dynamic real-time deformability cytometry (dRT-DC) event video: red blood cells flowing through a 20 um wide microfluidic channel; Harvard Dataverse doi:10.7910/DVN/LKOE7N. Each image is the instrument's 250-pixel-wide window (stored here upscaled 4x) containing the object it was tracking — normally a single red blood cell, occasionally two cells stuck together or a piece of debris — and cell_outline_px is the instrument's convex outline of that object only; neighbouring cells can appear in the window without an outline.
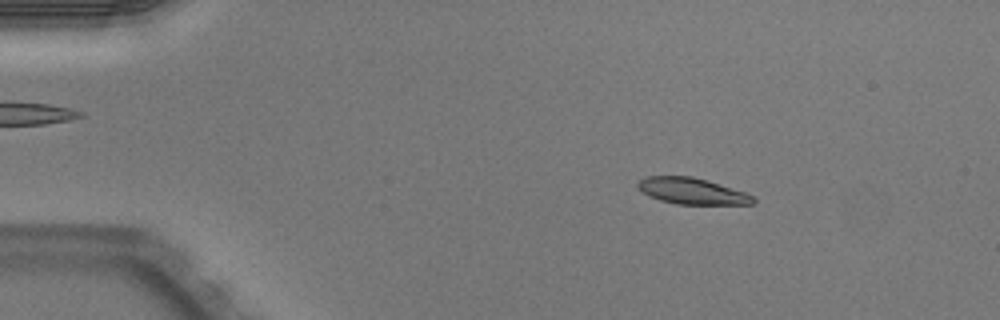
{"species": "Egyptian fruit bat (a non-hibernating species)", "species_latin": "Rousettus aegyptiacus", "temperature_condition": "warm", "stored_images_in_passage": 51, "camera_frame_rate_fps": 3000, "um_per_image_px": 0.085, "animal": {"sex": "male"}, "frame": {"image": 1, "passage_image": 8, "time_ms": 2.333, "image_size_px": [1000, 320], "cell_outline_px": [[756, 204], [676, 204], [660, 200], [648, 196], [636, 184], [644, 176], [692, 176], [744, 192], [756, 196]], "centroid_in_image_um": [58.83, 16.25], "position_along_channel_um": 26.2, "area_um2": 17.51}}
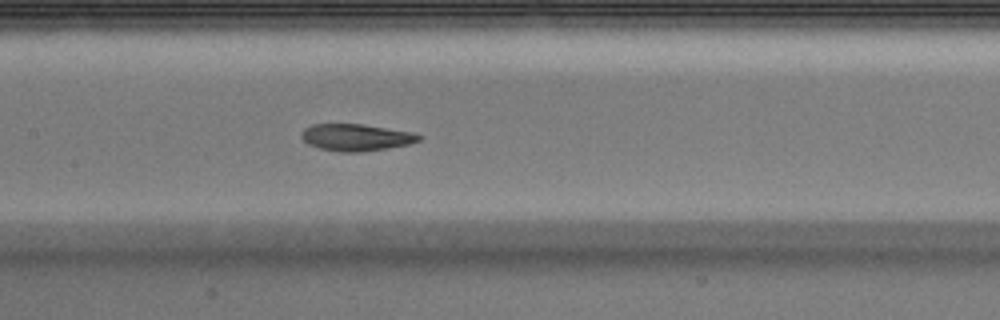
{"frame": {"image": 2, "passage_image": 25, "time_ms": 8.0, "image_size_px": [1000, 320], "cell_outline_px": [[424, 136], [420, 140], [408, 144], [388, 148], [360, 152], [340, 152], [320, 148], [308, 144], [300, 136], [300, 132], [304, 128], [312, 124], [364, 124], [416, 132]], "centroid_in_image_um": [30.29, 11.66], "position_along_channel_um": 177.1, "area_um2": 18.67}}
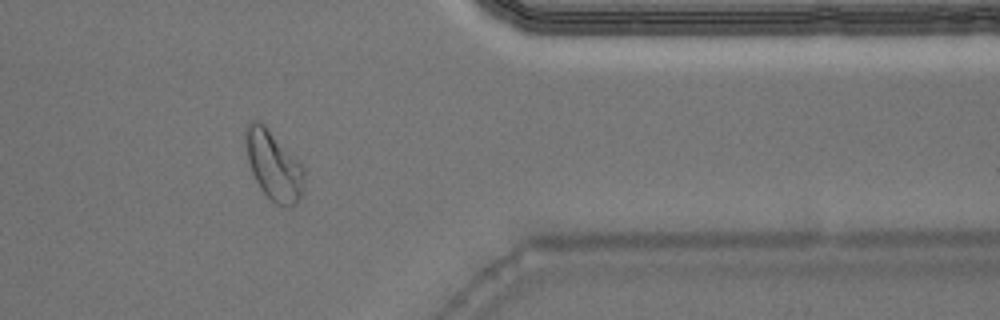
{"frame": {"image": 3, "passage_image": 42, "time_ms": 13.667, "image_size_px": [1000, 320], "cell_outline_px": [[304, 176], [300, 196], [296, 204], [276, 204], [260, 188], [252, 172], [248, 160], [244, 140], [244, 132], [248, 124], [252, 120], [260, 120], [304, 164]], "centroid_in_image_um": [23.24, 13.98], "position_along_channel_um": 388.2, "area_um2": 23.52}, "authors_computed_cell_mechanics": {"area_um2": 18.6694, "velocity_mm_per_s": 3.9782, "shape_relaxation_time_tau1_ms": 7.9317, "shape_relaxation_time_tau2_ms": 1.986, "deformation_change_tau1": 0.2608, "deformation_change_tau2": 0.0717}}